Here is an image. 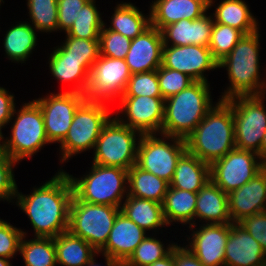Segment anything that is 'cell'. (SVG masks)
Instances as JSON below:
<instances>
[{"mask_svg": "<svg viewBox=\"0 0 266 266\" xmlns=\"http://www.w3.org/2000/svg\"><path fill=\"white\" fill-rule=\"evenodd\" d=\"M120 211V207L87 203L73 196L68 230L99 252L105 246Z\"/></svg>", "mask_w": 266, "mask_h": 266, "instance_id": "obj_9", "label": "cell"}, {"mask_svg": "<svg viewBox=\"0 0 266 266\" xmlns=\"http://www.w3.org/2000/svg\"><path fill=\"white\" fill-rule=\"evenodd\" d=\"M232 107L219 100L185 139L187 151L211 165L236 148Z\"/></svg>", "mask_w": 266, "mask_h": 266, "instance_id": "obj_3", "label": "cell"}, {"mask_svg": "<svg viewBox=\"0 0 266 266\" xmlns=\"http://www.w3.org/2000/svg\"><path fill=\"white\" fill-rule=\"evenodd\" d=\"M113 117L109 105L85 100L76 110L66 137L60 142V163L95 147L102 129Z\"/></svg>", "mask_w": 266, "mask_h": 266, "instance_id": "obj_7", "label": "cell"}, {"mask_svg": "<svg viewBox=\"0 0 266 266\" xmlns=\"http://www.w3.org/2000/svg\"><path fill=\"white\" fill-rule=\"evenodd\" d=\"M23 229L0 218V257L11 259L19 252Z\"/></svg>", "mask_w": 266, "mask_h": 266, "instance_id": "obj_44", "label": "cell"}, {"mask_svg": "<svg viewBox=\"0 0 266 266\" xmlns=\"http://www.w3.org/2000/svg\"><path fill=\"white\" fill-rule=\"evenodd\" d=\"M38 32L28 21H19L11 26L4 37V51L7 58L15 63H24L30 57L37 42Z\"/></svg>", "mask_w": 266, "mask_h": 266, "instance_id": "obj_29", "label": "cell"}, {"mask_svg": "<svg viewBox=\"0 0 266 266\" xmlns=\"http://www.w3.org/2000/svg\"><path fill=\"white\" fill-rule=\"evenodd\" d=\"M149 266H174L173 249L167 256H165L164 258L160 260L155 261L153 264Z\"/></svg>", "mask_w": 266, "mask_h": 266, "instance_id": "obj_50", "label": "cell"}, {"mask_svg": "<svg viewBox=\"0 0 266 266\" xmlns=\"http://www.w3.org/2000/svg\"><path fill=\"white\" fill-rule=\"evenodd\" d=\"M120 209L146 232H156L157 228L168 226L164 219L162 204L159 202L127 196Z\"/></svg>", "mask_w": 266, "mask_h": 266, "instance_id": "obj_27", "label": "cell"}, {"mask_svg": "<svg viewBox=\"0 0 266 266\" xmlns=\"http://www.w3.org/2000/svg\"><path fill=\"white\" fill-rule=\"evenodd\" d=\"M162 65L187 74L195 81L208 82L204 73L217 70L218 61L212 56L209 47L194 44L186 46H163Z\"/></svg>", "mask_w": 266, "mask_h": 266, "instance_id": "obj_16", "label": "cell"}, {"mask_svg": "<svg viewBox=\"0 0 266 266\" xmlns=\"http://www.w3.org/2000/svg\"><path fill=\"white\" fill-rule=\"evenodd\" d=\"M224 266H266V253L239 223H230Z\"/></svg>", "mask_w": 266, "mask_h": 266, "instance_id": "obj_22", "label": "cell"}, {"mask_svg": "<svg viewBox=\"0 0 266 266\" xmlns=\"http://www.w3.org/2000/svg\"><path fill=\"white\" fill-rule=\"evenodd\" d=\"M0 266H12L10 259L0 257Z\"/></svg>", "mask_w": 266, "mask_h": 266, "instance_id": "obj_52", "label": "cell"}, {"mask_svg": "<svg viewBox=\"0 0 266 266\" xmlns=\"http://www.w3.org/2000/svg\"><path fill=\"white\" fill-rule=\"evenodd\" d=\"M49 69L57 81L69 83L68 90L85 95L92 66L88 59L62 58L55 50L49 57ZM72 83V84H71Z\"/></svg>", "mask_w": 266, "mask_h": 266, "instance_id": "obj_25", "label": "cell"}, {"mask_svg": "<svg viewBox=\"0 0 266 266\" xmlns=\"http://www.w3.org/2000/svg\"><path fill=\"white\" fill-rule=\"evenodd\" d=\"M26 231L20 241L19 253L25 266H56V249L54 238L35 237L26 240Z\"/></svg>", "mask_w": 266, "mask_h": 266, "instance_id": "obj_34", "label": "cell"}, {"mask_svg": "<svg viewBox=\"0 0 266 266\" xmlns=\"http://www.w3.org/2000/svg\"><path fill=\"white\" fill-rule=\"evenodd\" d=\"M243 36L240 30L214 22L208 45L212 56L219 62L231 52Z\"/></svg>", "mask_w": 266, "mask_h": 266, "instance_id": "obj_39", "label": "cell"}, {"mask_svg": "<svg viewBox=\"0 0 266 266\" xmlns=\"http://www.w3.org/2000/svg\"><path fill=\"white\" fill-rule=\"evenodd\" d=\"M257 154L259 155V158L261 159L263 165L266 167V133L261 143L260 151Z\"/></svg>", "mask_w": 266, "mask_h": 266, "instance_id": "obj_51", "label": "cell"}, {"mask_svg": "<svg viewBox=\"0 0 266 266\" xmlns=\"http://www.w3.org/2000/svg\"><path fill=\"white\" fill-rule=\"evenodd\" d=\"M210 180V165L186 151L178 160L170 187L198 193Z\"/></svg>", "mask_w": 266, "mask_h": 266, "instance_id": "obj_26", "label": "cell"}, {"mask_svg": "<svg viewBox=\"0 0 266 266\" xmlns=\"http://www.w3.org/2000/svg\"><path fill=\"white\" fill-rule=\"evenodd\" d=\"M186 151L184 139L162 133L142 134L137 148L136 165L170 183L177 162Z\"/></svg>", "mask_w": 266, "mask_h": 266, "instance_id": "obj_11", "label": "cell"}, {"mask_svg": "<svg viewBox=\"0 0 266 266\" xmlns=\"http://www.w3.org/2000/svg\"><path fill=\"white\" fill-rule=\"evenodd\" d=\"M141 135L115 117L111 118L96 141L92 163L129 170L136 164Z\"/></svg>", "mask_w": 266, "mask_h": 266, "instance_id": "obj_8", "label": "cell"}, {"mask_svg": "<svg viewBox=\"0 0 266 266\" xmlns=\"http://www.w3.org/2000/svg\"><path fill=\"white\" fill-rule=\"evenodd\" d=\"M131 76L125 59L100 55L92 65L86 100L109 104L120 99Z\"/></svg>", "mask_w": 266, "mask_h": 266, "instance_id": "obj_12", "label": "cell"}, {"mask_svg": "<svg viewBox=\"0 0 266 266\" xmlns=\"http://www.w3.org/2000/svg\"><path fill=\"white\" fill-rule=\"evenodd\" d=\"M146 233L120 211L115 218L105 246L98 253L123 264L146 237Z\"/></svg>", "mask_w": 266, "mask_h": 266, "instance_id": "obj_21", "label": "cell"}, {"mask_svg": "<svg viewBox=\"0 0 266 266\" xmlns=\"http://www.w3.org/2000/svg\"><path fill=\"white\" fill-rule=\"evenodd\" d=\"M213 25L214 18L207 13L195 20L182 19L161 30L163 43L172 46L194 44L208 47Z\"/></svg>", "mask_w": 266, "mask_h": 266, "instance_id": "obj_23", "label": "cell"}, {"mask_svg": "<svg viewBox=\"0 0 266 266\" xmlns=\"http://www.w3.org/2000/svg\"><path fill=\"white\" fill-rule=\"evenodd\" d=\"M228 211L232 223L266 211V167L242 187L228 194Z\"/></svg>", "mask_w": 266, "mask_h": 266, "instance_id": "obj_19", "label": "cell"}, {"mask_svg": "<svg viewBox=\"0 0 266 266\" xmlns=\"http://www.w3.org/2000/svg\"><path fill=\"white\" fill-rule=\"evenodd\" d=\"M174 266H204L186 246L173 247Z\"/></svg>", "mask_w": 266, "mask_h": 266, "instance_id": "obj_48", "label": "cell"}, {"mask_svg": "<svg viewBox=\"0 0 266 266\" xmlns=\"http://www.w3.org/2000/svg\"><path fill=\"white\" fill-rule=\"evenodd\" d=\"M212 16L214 22L240 30L244 35L260 30L258 20L243 0H221Z\"/></svg>", "mask_w": 266, "mask_h": 266, "instance_id": "obj_30", "label": "cell"}, {"mask_svg": "<svg viewBox=\"0 0 266 266\" xmlns=\"http://www.w3.org/2000/svg\"><path fill=\"white\" fill-rule=\"evenodd\" d=\"M57 265L84 266L98 252L69 230L54 238Z\"/></svg>", "mask_w": 266, "mask_h": 266, "instance_id": "obj_31", "label": "cell"}, {"mask_svg": "<svg viewBox=\"0 0 266 266\" xmlns=\"http://www.w3.org/2000/svg\"><path fill=\"white\" fill-rule=\"evenodd\" d=\"M104 25L99 35L100 55L109 58L125 59L131 45V39L108 30Z\"/></svg>", "mask_w": 266, "mask_h": 266, "instance_id": "obj_42", "label": "cell"}, {"mask_svg": "<svg viewBox=\"0 0 266 266\" xmlns=\"http://www.w3.org/2000/svg\"><path fill=\"white\" fill-rule=\"evenodd\" d=\"M98 255H99V253L94 255L84 266H101L100 264H98V262H96L97 260H95V257ZM100 255H102L105 258V264L107 266H122V264L118 263L117 261H114L109 256L104 255V254H100Z\"/></svg>", "mask_w": 266, "mask_h": 266, "instance_id": "obj_49", "label": "cell"}, {"mask_svg": "<svg viewBox=\"0 0 266 266\" xmlns=\"http://www.w3.org/2000/svg\"><path fill=\"white\" fill-rule=\"evenodd\" d=\"M157 76L160 92L164 100L186 89L195 82L187 74L168 69L163 65L157 69Z\"/></svg>", "mask_w": 266, "mask_h": 266, "instance_id": "obj_41", "label": "cell"}, {"mask_svg": "<svg viewBox=\"0 0 266 266\" xmlns=\"http://www.w3.org/2000/svg\"><path fill=\"white\" fill-rule=\"evenodd\" d=\"M20 107L18 110L17 107L14 109L9 121L12 124L10 137H6L2 148L17 163L32 158L46 144H51L39 105L33 100Z\"/></svg>", "mask_w": 266, "mask_h": 266, "instance_id": "obj_6", "label": "cell"}, {"mask_svg": "<svg viewBox=\"0 0 266 266\" xmlns=\"http://www.w3.org/2000/svg\"><path fill=\"white\" fill-rule=\"evenodd\" d=\"M2 128H4V127L0 124V149L3 148L4 140H5V137L2 133Z\"/></svg>", "mask_w": 266, "mask_h": 266, "instance_id": "obj_53", "label": "cell"}, {"mask_svg": "<svg viewBox=\"0 0 266 266\" xmlns=\"http://www.w3.org/2000/svg\"><path fill=\"white\" fill-rule=\"evenodd\" d=\"M196 226L192 225L189 227V231H192V234L190 236L186 235L188 236L186 241L189 244L185 246L188 247L204 266H224V252L229 235L230 223H204L202 225L199 224L200 228H196Z\"/></svg>", "mask_w": 266, "mask_h": 266, "instance_id": "obj_17", "label": "cell"}, {"mask_svg": "<svg viewBox=\"0 0 266 266\" xmlns=\"http://www.w3.org/2000/svg\"><path fill=\"white\" fill-rule=\"evenodd\" d=\"M214 0H154L150 5V24L161 31L182 19L195 20L212 8Z\"/></svg>", "mask_w": 266, "mask_h": 266, "instance_id": "obj_20", "label": "cell"}, {"mask_svg": "<svg viewBox=\"0 0 266 266\" xmlns=\"http://www.w3.org/2000/svg\"><path fill=\"white\" fill-rule=\"evenodd\" d=\"M210 84L195 81L186 89L165 99L161 133L186 139L203 120L214 104Z\"/></svg>", "mask_w": 266, "mask_h": 266, "instance_id": "obj_4", "label": "cell"}, {"mask_svg": "<svg viewBox=\"0 0 266 266\" xmlns=\"http://www.w3.org/2000/svg\"><path fill=\"white\" fill-rule=\"evenodd\" d=\"M170 244L165 247L157 237L146 235L122 266H149L172 251L175 242Z\"/></svg>", "mask_w": 266, "mask_h": 266, "instance_id": "obj_36", "label": "cell"}, {"mask_svg": "<svg viewBox=\"0 0 266 266\" xmlns=\"http://www.w3.org/2000/svg\"><path fill=\"white\" fill-rule=\"evenodd\" d=\"M89 170L80 178L68 173L74 196L87 203L121 208L128 196V170L95 163Z\"/></svg>", "mask_w": 266, "mask_h": 266, "instance_id": "obj_5", "label": "cell"}, {"mask_svg": "<svg viewBox=\"0 0 266 266\" xmlns=\"http://www.w3.org/2000/svg\"><path fill=\"white\" fill-rule=\"evenodd\" d=\"M119 105L114 117L120 123L141 134L161 133L165 107L162 97L122 96Z\"/></svg>", "mask_w": 266, "mask_h": 266, "instance_id": "obj_15", "label": "cell"}, {"mask_svg": "<svg viewBox=\"0 0 266 266\" xmlns=\"http://www.w3.org/2000/svg\"><path fill=\"white\" fill-rule=\"evenodd\" d=\"M265 95L236 96L225 100L232 107L236 148L260 151L266 133Z\"/></svg>", "mask_w": 266, "mask_h": 266, "instance_id": "obj_10", "label": "cell"}, {"mask_svg": "<svg viewBox=\"0 0 266 266\" xmlns=\"http://www.w3.org/2000/svg\"><path fill=\"white\" fill-rule=\"evenodd\" d=\"M54 50L62 58L88 59L91 66L100 56L99 39H80L69 35Z\"/></svg>", "mask_w": 266, "mask_h": 266, "instance_id": "obj_38", "label": "cell"}, {"mask_svg": "<svg viewBox=\"0 0 266 266\" xmlns=\"http://www.w3.org/2000/svg\"><path fill=\"white\" fill-rule=\"evenodd\" d=\"M31 25L38 32L58 31L57 0H27Z\"/></svg>", "mask_w": 266, "mask_h": 266, "instance_id": "obj_37", "label": "cell"}, {"mask_svg": "<svg viewBox=\"0 0 266 266\" xmlns=\"http://www.w3.org/2000/svg\"><path fill=\"white\" fill-rule=\"evenodd\" d=\"M264 168L256 152L234 148L210 165V180L229 194L249 182Z\"/></svg>", "mask_w": 266, "mask_h": 266, "instance_id": "obj_13", "label": "cell"}, {"mask_svg": "<svg viewBox=\"0 0 266 266\" xmlns=\"http://www.w3.org/2000/svg\"><path fill=\"white\" fill-rule=\"evenodd\" d=\"M197 193L169 186L162 208L165 222L170 226L174 222L182 225H195ZM172 222V223H171Z\"/></svg>", "mask_w": 266, "mask_h": 266, "instance_id": "obj_28", "label": "cell"}, {"mask_svg": "<svg viewBox=\"0 0 266 266\" xmlns=\"http://www.w3.org/2000/svg\"><path fill=\"white\" fill-rule=\"evenodd\" d=\"M128 196L163 203L170 183L142 170L136 164L128 170Z\"/></svg>", "mask_w": 266, "mask_h": 266, "instance_id": "obj_32", "label": "cell"}, {"mask_svg": "<svg viewBox=\"0 0 266 266\" xmlns=\"http://www.w3.org/2000/svg\"><path fill=\"white\" fill-rule=\"evenodd\" d=\"M163 46L161 31L152 25L131 40L125 58L130 73L157 70L162 65Z\"/></svg>", "mask_w": 266, "mask_h": 266, "instance_id": "obj_18", "label": "cell"}, {"mask_svg": "<svg viewBox=\"0 0 266 266\" xmlns=\"http://www.w3.org/2000/svg\"><path fill=\"white\" fill-rule=\"evenodd\" d=\"M95 2L96 0H89L84 4L66 35L80 39H99L100 31L106 24Z\"/></svg>", "mask_w": 266, "mask_h": 266, "instance_id": "obj_35", "label": "cell"}, {"mask_svg": "<svg viewBox=\"0 0 266 266\" xmlns=\"http://www.w3.org/2000/svg\"><path fill=\"white\" fill-rule=\"evenodd\" d=\"M123 96L162 97L157 70L131 74Z\"/></svg>", "mask_w": 266, "mask_h": 266, "instance_id": "obj_40", "label": "cell"}, {"mask_svg": "<svg viewBox=\"0 0 266 266\" xmlns=\"http://www.w3.org/2000/svg\"><path fill=\"white\" fill-rule=\"evenodd\" d=\"M108 30L118 32L133 40L146 30L150 24V15H144L139 8L131 2H121L114 8Z\"/></svg>", "mask_w": 266, "mask_h": 266, "instance_id": "obj_33", "label": "cell"}, {"mask_svg": "<svg viewBox=\"0 0 266 266\" xmlns=\"http://www.w3.org/2000/svg\"><path fill=\"white\" fill-rule=\"evenodd\" d=\"M259 30L244 35L236 46L218 62V69L225 68L229 86L220 95L219 100H228L236 96L266 94V80L262 79L260 68ZM261 76V78H260Z\"/></svg>", "mask_w": 266, "mask_h": 266, "instance_id": "obj_2", "label": "cell"}, {"mask_svg": "<svg viewBox=\"0 0 266 266\" xmlns=\"http://www.w3.org/2000/svg\"><path fill=\"white\" fill-rule=\"evenodd\" d=\"M238 223L260 243L263 251L266 253V211L244 217Z\"/></svg>", "mask_w": 266, "mask_h": 266, "instance_id": "obj_46", "label": "cell"}, {"mask_svg": "<svg viewBox=\"0 0 266 266\" xmlns=\"http://www.w3.org/2000/svg\"><path fill=\"white\" fill-rule=\"evenodd\" d=\"M15 98L6 88L0 87V124L5 128L9 125L11 116L16 107Z\"/></svg>", "mask_w": 266, "mask_h": 266, "instance_id": "obj_47", "label": "cell"}, {"mask_svg": "<svg viewBox=\"0 0 266 266\" xmlns=\"http://www.w3.org/2000/svg\"><path fill=\"white\" fill-rule=\"evenodd\" d=\"M32 191L30 194H22L17 187L15 204L28 216L34 237L55 238L67 231L74 196L68 173L61 169Z\"/></svg>", "mask_w": 266, "mask_h": 266, "instance_id": "obj_1", "label": "cell"}, {"mask_svg": "<svg viewBox=\"0 0 266 266\" xmlns=\"http://www.w3.org/2000/svg\"><path fill=\"white\" fill-rule=\"evenodd\" d=\"M207 224L232 223L228 211V194L209 180L197 193L196 220Z\"/></svg>", "mask_w": 266, "mask_h": 266, "instance_id": "obj_24", "label": "cell"}, {"mask_svg": "<svg viewBox=\"0 0 266 266\" xmlns=\"http://www.w3.org/2000/svg\"><path fill=\"white\" fill-rule=\"evenodd\" d=\"M89 0H57L58 31L67 32Z\"/></svg>", "mask_w": 266, "mask_h": 266, "instance_id": "obj_45", "label": "cell"}, {"mask_svg": "<svg viewBox=\"0 0 266 266\" xmlns=\"http://www.w3.org/2000/svg\"><path fill=\"white\" fill-rule=\"evenodd\" d=\"M16 164L17 162L15 160L3 149H0V201L14 203L13 199H15L18 187L13 172Z\"/></svg>", "mask_w": 266, "mask_h": 266, "instance_id": "obj_43", "label": "cell"}, {"mask_svg": "<svg viewBox=\"0 0 266 266\" xmlns=\"http://www.w3.org/2000/svg\"><path fill=\"white\" fill-rule=\"evenodd\" d=\"M33 100L42 111L48 140L59 144L66 137L76 110L86 98L78 92L62 91Z\"/></svg>", "mask_w": 266, "mask_h": 266, "instance_id": "obj_14", "label": "cell"}]
</instances>
